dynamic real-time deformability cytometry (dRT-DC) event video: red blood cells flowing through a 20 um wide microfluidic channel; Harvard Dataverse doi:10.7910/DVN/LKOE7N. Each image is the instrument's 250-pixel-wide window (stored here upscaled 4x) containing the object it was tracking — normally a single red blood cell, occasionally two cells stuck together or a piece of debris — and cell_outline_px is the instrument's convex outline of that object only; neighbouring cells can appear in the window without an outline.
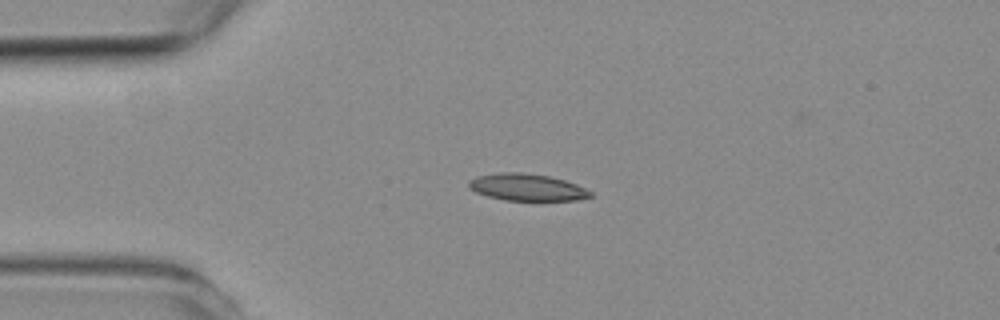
{"species": "common noctule bat (a hibernating species)", "species_latin": "Nyctalus noctula", "temperature_condition": "room temperature", "stored_images_in_passage": 4, "camera_frame_rate_fps": 3000, "um_per_image_px": 0.085, "animal": {"sex": "female", "body_mass_g": 19.3, "forearm_length_mm": 54.1}, "frame": {"image": 1, "passage_image": 3, "time_ms": 2.333, "image_size_px": [1000, 320], "cell_outline_px": [[592, 196], [576, 200], [504, 200], [488, 196], [476, 192], [468, 184], [468, 180], [476, 176], [500, 172], [524, 172], [548, 176], [564, 180], [576, 184], [592, 192]], "centroid_in_image_um": [44.78, 15.91], "position_along_channel_um": 40.2, "area_um2": 18.96}}